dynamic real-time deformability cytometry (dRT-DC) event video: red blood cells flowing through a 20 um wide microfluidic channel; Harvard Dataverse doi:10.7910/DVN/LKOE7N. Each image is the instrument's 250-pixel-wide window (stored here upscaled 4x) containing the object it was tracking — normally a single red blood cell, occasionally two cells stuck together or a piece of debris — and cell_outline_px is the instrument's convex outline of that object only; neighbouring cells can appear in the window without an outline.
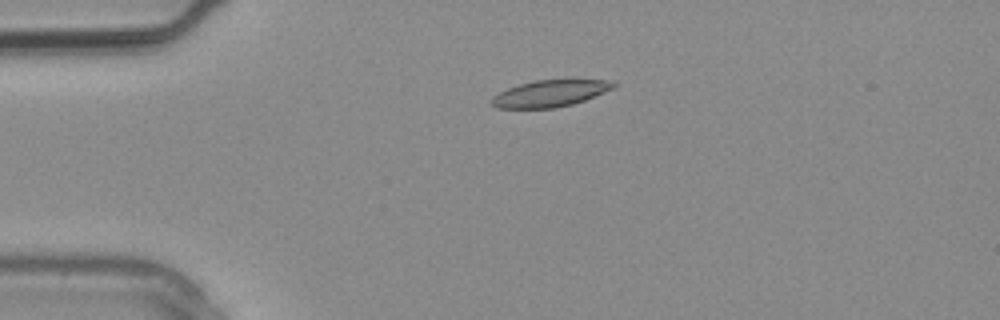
{"species": "common noctule bat (a hibernating species)", "species_latin": "Nyctalus noctula", "temperature_condition": "warm", "stored_images_in_passage": 3, "camera_frame_rate_fps": 3000, "um_per_image_px": 0.085, "animal": {"sex": "male", "body_mass_g": 20.4}, "frame": {"image": 1, "passage_image": 2, "time_ms": 0.333, "image_size_px": [1000, 320], "cell_outline_px": [[616, 84], [612, 88], [584, 100], [572, 104], [556, 108], [496, 108], [488, 100], [492, 96], [508, 88], [520, 84], [536, 80], [604, 80]], "centroid_in_image_um": [46.66, 7.96], "position_along_channel_um": 38.3, "area_um2": 18.61}}
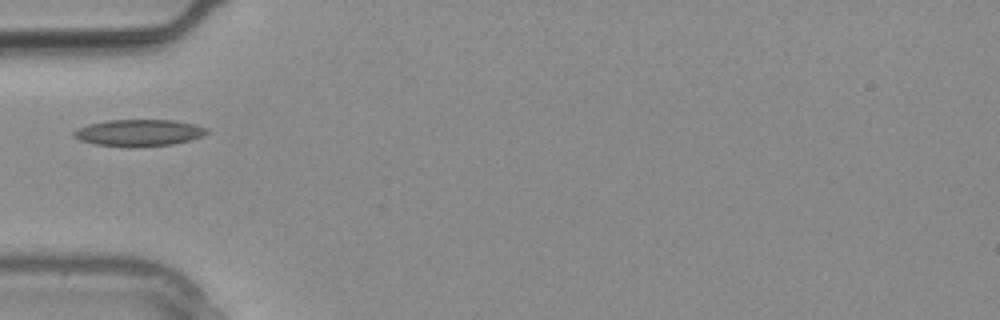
{"frame": {"image": 2, "passage_image": 3, "time_ms": 0.667, "image_size_px": [1000, 320], "cell_outline_px": [[208, 132], [200, 136], [188, 140], [172, 144], [96, 144], [80, 140], [72, 136], [72, 132], [76, 128], [108, 120], [172, 120], [196, 124], [208, 128]], "centroid_in_image_um": [11.81, 11.23], "position_along_channel_um": 73.2, "area_um2": 19.59}}